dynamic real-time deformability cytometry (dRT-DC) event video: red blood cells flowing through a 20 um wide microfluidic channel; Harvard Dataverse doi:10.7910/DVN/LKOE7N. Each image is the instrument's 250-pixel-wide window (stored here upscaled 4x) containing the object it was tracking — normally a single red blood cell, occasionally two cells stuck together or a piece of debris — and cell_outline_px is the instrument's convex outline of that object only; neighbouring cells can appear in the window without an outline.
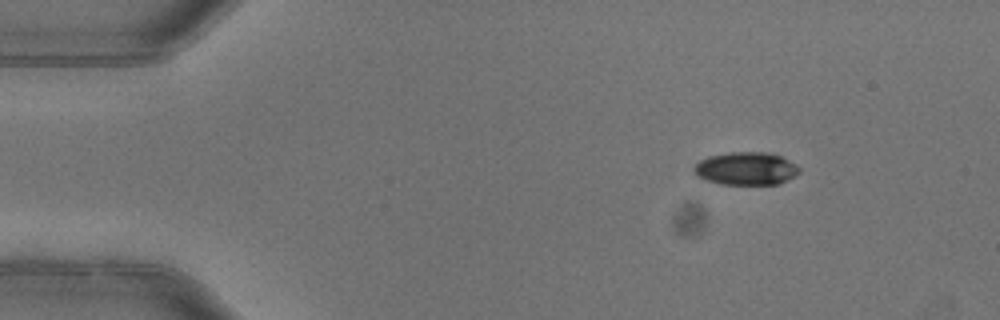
{"species": "common noctule bat (a hibernating species)", "species_latin": "Nyctalus noctula", "temperature_condition": "warm", "stored_images_in_passage": 4, "camera_frame_rate_fps": 3000, "um_per_image_px": 0.085, "animal": {"sex": "female"}, "frame": {"image": 1, "passage_image": 1, "time_ms": 0.0, "image_size_px": [1000, 320], "cell_outline_px": [[800, 172], [796, 176], [780, 184], [720, 184], [696, 176], [692, 168], [700, 160], [708, 156], [728, 152], [772, 152], [796, 164], [800, 168]], "centroid_in_image_um": [63.43, 14.32], "position_along_channel_um": 21.6, "area_um2": 20.4}}
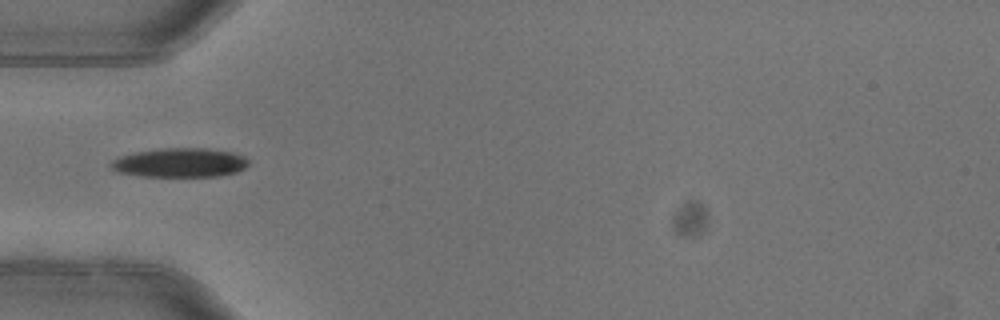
{"frame": {"image": 2, "passage_image": 3, "time_ms": 0.667, "image_size_px": [1000, 320], "cell_outline_px": [[248, 164], [244, 168], [236, 172], [216, 176], [140, 176], [116, 172], [108, 164], [112, 160], [120, 156], [136, 152], [160, 148], [208, 148], [232, 152], [244, 156], [248, 160]], "centroid_in_image_um": [15.26, 13.82], "position_along_channel_um": 69.7, "area_um2": 23.41}}
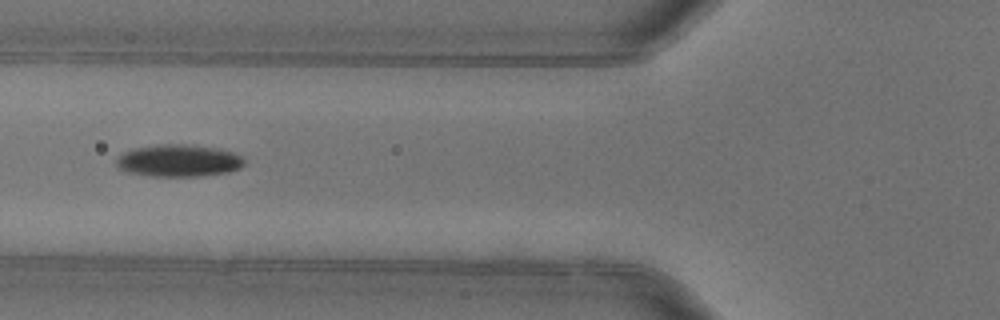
{"frame": {"image": 3, "passage_image": 4, "time_ms": 1.0, "image_size_px": [1000, 320], "cell_outline_px": [[244, 164], [240, 168], [228, 172], [204, 176], [152, 176], [128, 172], [120, 168], [116, 164], [116, 160], [124, 152], [132, 148], [156, 144], [184, 144], [216, 148], [232, 152], [240, 156], [244, 160]], "centroid_in_image_um": [15.18, 13.65], "position_along_channel_um": 110.6, "area_um2": 23.93}}